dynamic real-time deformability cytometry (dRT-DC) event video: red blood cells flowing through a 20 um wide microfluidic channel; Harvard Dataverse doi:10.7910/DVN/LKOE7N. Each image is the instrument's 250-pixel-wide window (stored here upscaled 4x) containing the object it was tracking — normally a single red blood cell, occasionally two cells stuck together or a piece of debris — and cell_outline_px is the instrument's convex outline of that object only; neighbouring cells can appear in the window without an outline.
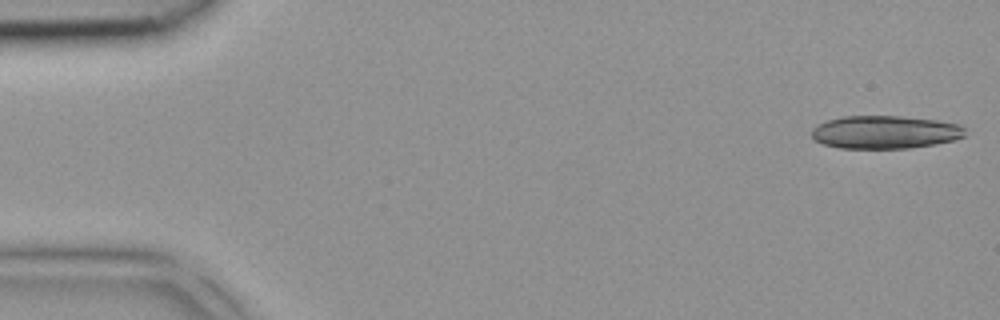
{"species": "common noctule bat (a hibernating species)", "species_latin": "Nyctalus noctula", "temperature_condition": "room temperature", "stored_images_in_passage": 5, "camera_frame_rate_fps": 3000, "um_per_image_px": 0.085, "animal": {"sex": "female", "body_mass_g": 18.4}, "frame": {"image": 1, "passage_image": 1, "time_ms": 0.0, "image_size_px": [1000, 320], "cell_outline_px": [[964, 136], [952, 140], [936, 144], [912, 148], [840, 148], [824, 144], [816, 140], [812, 136], [812, 128], [816, 124], [828, 120], [844, 116], [900, 116], [936, 120], [960, 124], [964, 128]], "centroid_in_image_um": [75.22, 11.23], "position_along_channel_um": 9.8, "area_um2": 29.48}}
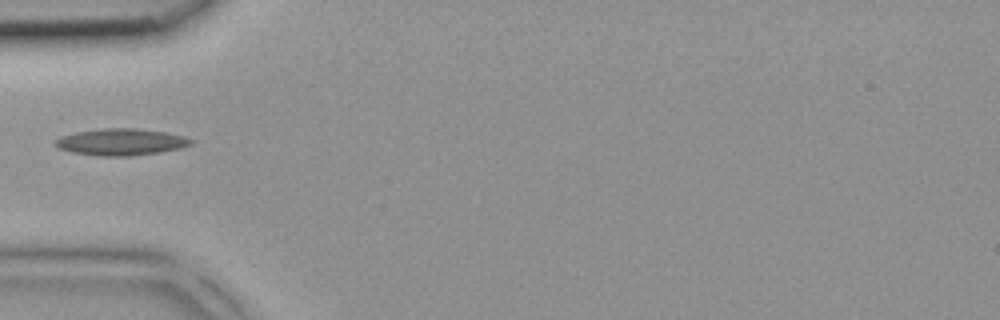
{"frame": {"image": 2, "passage_image": 5, "time_ms": 1.333, "image_size_px": [1000, 320], "cell_outline_px": [[196, 140], [192, 144], [180, 148], [160, 152], [132, 156], [100, 156], [72, 152], [60, 148], [56, 144], [56, 140], [64, 136], [76, 132], [104, 128], [132, 128], [164, 132], [184, 136]], "centroid_in_image_um": [10.36, 12.07], "position_along_channel_um": 74.6, "area_um2": 20.87}}